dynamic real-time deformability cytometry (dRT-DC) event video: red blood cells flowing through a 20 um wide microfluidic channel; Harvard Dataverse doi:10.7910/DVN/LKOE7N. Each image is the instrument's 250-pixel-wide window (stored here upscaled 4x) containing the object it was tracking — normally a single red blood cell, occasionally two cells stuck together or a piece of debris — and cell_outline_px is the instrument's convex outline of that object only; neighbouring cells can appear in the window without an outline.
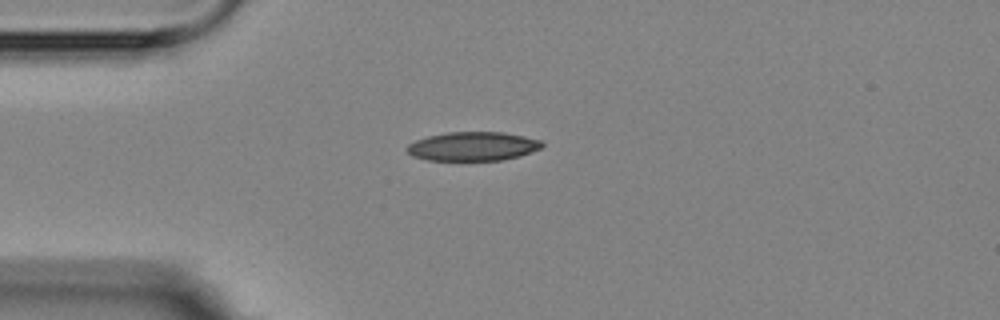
{"species": "Egyptian fruit bat (a non-hibernating species)", "species_latin": "Rousettus aegyptiacus", "temperature_condition": "room temperature", "stored_images_in_passage": 6, "camera_frame_rate_fps": 3000, "um_per_image_px": 0.085, "animal": {"sex": "female"}, "frame": {"image": 1, "passage_image": 4, "time_ms": 4.333, "image_size_px": [1000, 320], "cell_outline_px": [[544, 144], [540, 148], [520, 156], [500, 160], [428, 160], [412, 156], [404, 148], [408, 144], [416, 140], [428, 136], [448, 132], [504, 132], [524, 136], [540, 140]], "centroid_in_image_um": [40.17, 12.43], "position_along_channel_um": 44.8, "area_um2": 22.72}}
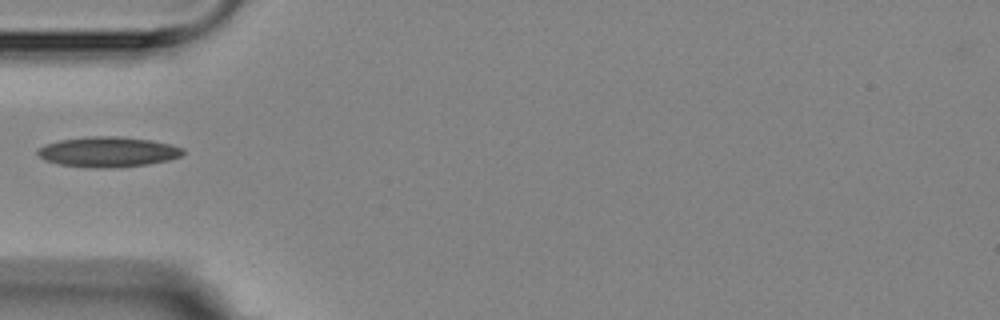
{"frame": {"image": 2, "passage_image": 5, "time_ms": 5.667, "image_size_px": [1000, 320], "cell_outline_px": [[184, 152], [180, 156], [168, 160], [148, 164], [112, 168], [96, 168], [60, 164], [44, 160], [36, 152], [44, 144], [60, 140], [84, 136], [116, 136], [152, 140], [184, 148]], "centroid_in_image_um": [9.17, 12.9], "position_along_channel_um": 75.8, "area_um2": 25.55}}
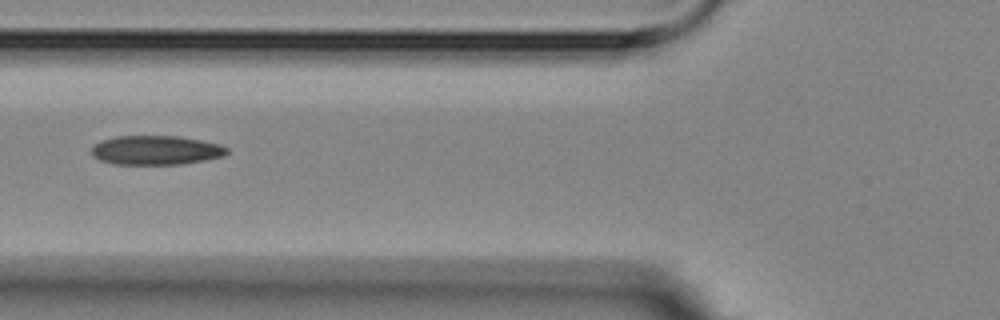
{"frame": {"image": 3, "passage_image": 6, "time_ms": 6.667, "image_size_px": [1000, 320], "cell_outline_px": [[228, 152], [224, 156], [204, 160], [180, 164], [112, 164], [100, 160], [92, 156], [92, 148], [100, 140], [116, 136], [180, 136], [220, 144], [228, 148]], "centroid_in_image_um": [13.25, 12.76], "position_along_channel_um": 112.6, "area_um2": 23.06}}